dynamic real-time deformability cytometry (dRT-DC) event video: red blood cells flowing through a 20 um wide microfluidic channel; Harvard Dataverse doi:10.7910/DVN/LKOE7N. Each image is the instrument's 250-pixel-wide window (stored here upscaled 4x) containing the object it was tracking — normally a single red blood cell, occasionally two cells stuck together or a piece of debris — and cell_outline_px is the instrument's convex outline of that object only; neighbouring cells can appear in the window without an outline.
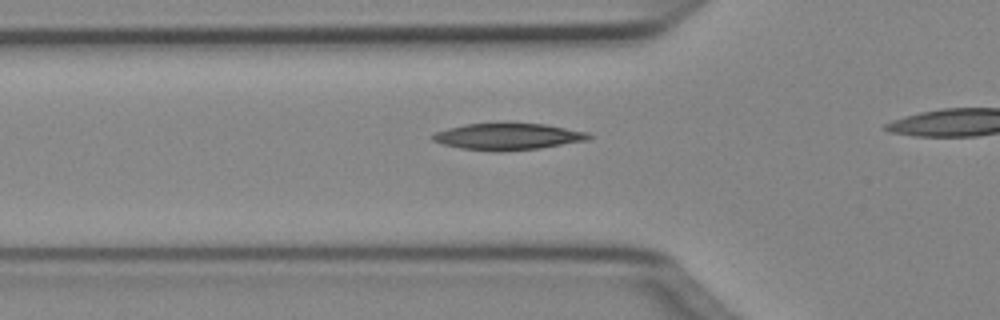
{"species": "Egyptian fruit bat (a non-hibernating species)", "species_latin": "Rousettus aegyptiacus", "temperature_condition": "cold", "stored_images_in_passage": 12, "camera_frame_rate_fps": 3000, "um_per_image_px": 0.085, "animal": {"sex": "female"}, "frame": {"image": 1, "passage_image": 7, "time_ms": 2.0, "image_size_px": [1000, 320], "cell_outline_px": [[592, 136], [588, 140], [540, 148], [504, 152], [492, 152], [460, 148], [444, 144], [432, 140], [432, 136], [436, 132], [448, 128], [464, 124], [504, 120], [544, 124], [588, 132]], "centroid_in_image_um": [43.16, 11.57], "position_along_channel_um": 82.6, "area_um2": 25.2}}
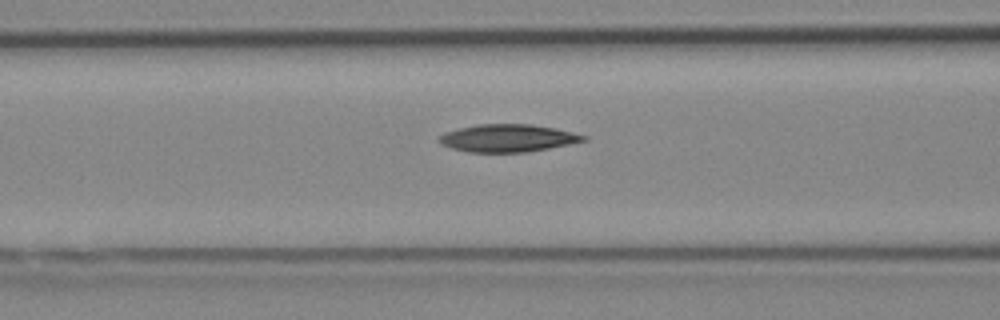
{"frame": {"image": 2, "passage_image": 10, "time_ms": 3.0, "image_size_px": [1000, 320], "cell_outline_px": [[588, 140], [528, 152], [468, 152], [452, 148], [440, 144], [436, 140], [444, 132], [460, 128], [480, 124], [532, 124], [556, 128], [588, 136]], "centroid_in_image_um": [43.16, 11.74], "position_along_channel_um": 123.4, "area_um2": 23.24}}